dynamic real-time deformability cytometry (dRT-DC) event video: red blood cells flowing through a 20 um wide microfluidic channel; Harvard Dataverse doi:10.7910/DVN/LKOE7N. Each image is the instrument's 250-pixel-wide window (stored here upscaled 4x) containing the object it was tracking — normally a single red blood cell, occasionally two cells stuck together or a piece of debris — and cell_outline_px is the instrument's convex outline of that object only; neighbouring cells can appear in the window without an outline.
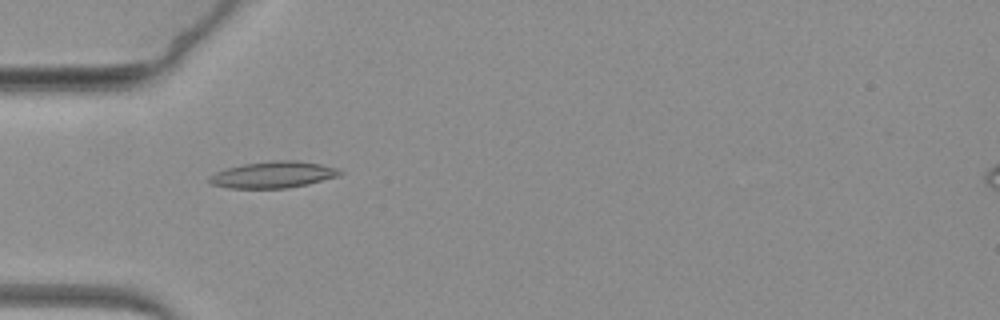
{"species": "common noctule bat (a hibernating species)", "species_latin": "Nyctalus noctula", "temperature_condition": "warm", "stored_images_in_passage": 17, "camera_frame_rate_fps": 3000, "um_per_image_px": 0.085, "animal": {"sex": "female", "body_mass_g": 19.3, "forearm_length_mm": 54.1}, "frame": {"image": 1, "passage_image": 9, "time_ms": 2.667, "image_size_px": [1000, 320], "cell_outline_px": [[344, 172], [340, 176], [308, 184], [284, 188], [228, 188], [212, 184], [208, 180], [208, 176], [216, 172], [228, 168], [244, 164], [276, 160], [296, 160], [320, 164], [336, 168]], "centroid_in_image_um": [23.24, 14.85], "position_along_channel_um": 61.8, "area_um2": 20.06}}
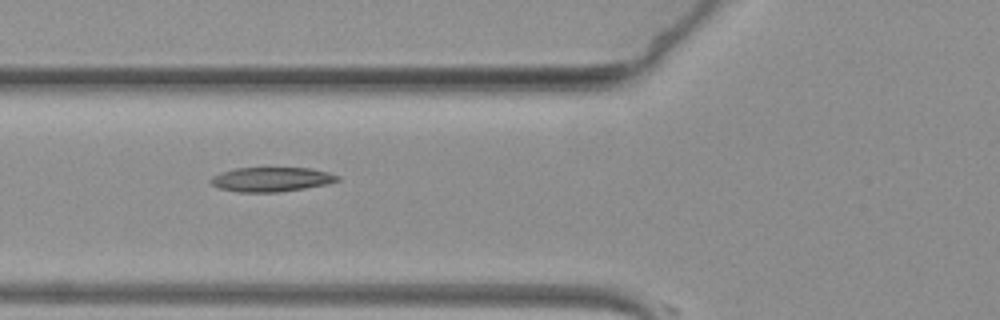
{"frame": {"image": 2, "passage_image": 13, "time_ms": 4.0, "image_size_px": [1000, 320], "cell_outline_px": [[340, 180], [328, 184], [280, 192], [236, 192], [220, 188], [212, 184], [208, 180], [212, 176], [220, 172], [236, 168], [308, 168], [328, 172], [340, 176]], "centroid_in_image_um": [23.05, 15.25], "position_along_channel_um": 102.7, "area_um2": 18.09}}
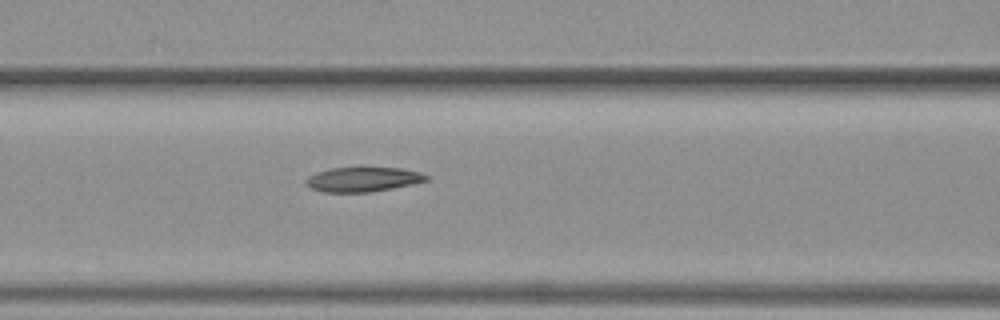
{"frame": {"image": 3, "passage_image": 16, "time_ms": 5.0, "image_size_px": [1000, 320], "cell_outline_px": [[428, 180], [412, 184], [372, 192], [324, 192], [312, 188], [304, 184], [304, 180], [308, 176], [316, 172], [332, 168], [360, 164], [364, 164], [400, 168], [420, 172], [428, 176]], "centroid_in_image_um": [30.83, 15.19], "position_along_channel_um": 135.8, "area_um2": 18.21}}